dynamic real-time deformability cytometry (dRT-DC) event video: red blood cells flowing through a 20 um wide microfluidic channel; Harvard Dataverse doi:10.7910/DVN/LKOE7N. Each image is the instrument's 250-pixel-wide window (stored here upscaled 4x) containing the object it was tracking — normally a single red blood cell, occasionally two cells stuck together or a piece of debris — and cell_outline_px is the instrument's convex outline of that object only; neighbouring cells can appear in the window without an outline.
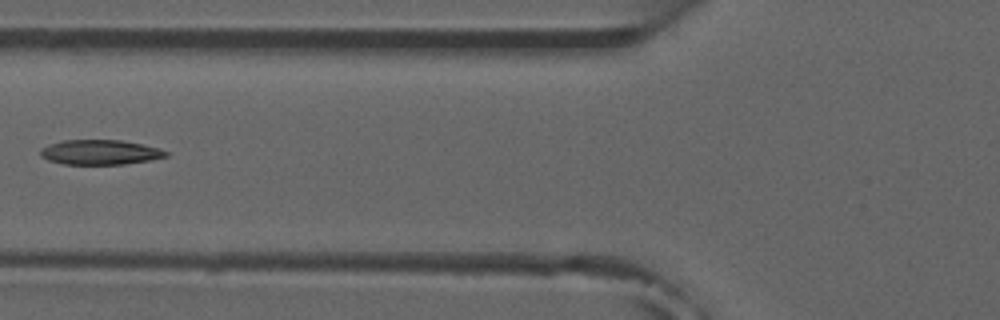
{"species": "common noctule bat (a hibernating species)", "species_latin": "Nyctalus noctula", "temperature_condition": "room temperature", "stored_images_in_passage": 5, "camera_frame_rate_fps": 3000, "um_per_image_px": 0.085, "animal": {"sex": "male", "forearm_length_mm": 52.5}, "frame": {"image": 1, "passage_image": 5, "time_ms": 5.667, "image_size_px": [1000, 320], "cell_outline_px": [[168, 156], [148, 160], [124, 164], [64, 164], [48, 160], [40, 156], [40, 148], [48, 144], [64, 140], [120, 140], [160, 148], [168, 152]], "centroid_in_image_um": [8.47, 12.94], "position_along_channel_um": 117.3, "area_um2": 18.09}}